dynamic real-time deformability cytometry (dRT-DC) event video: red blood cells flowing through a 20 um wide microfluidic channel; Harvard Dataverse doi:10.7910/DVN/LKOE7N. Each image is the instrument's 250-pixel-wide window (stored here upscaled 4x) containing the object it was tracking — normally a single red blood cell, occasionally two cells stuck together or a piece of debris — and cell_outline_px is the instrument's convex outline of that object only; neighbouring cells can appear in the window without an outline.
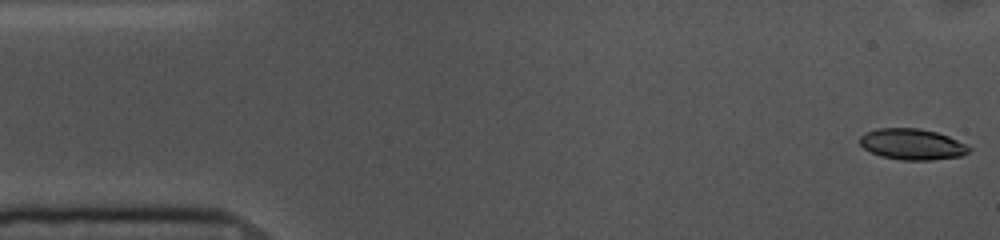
{"species": "common noctule bat (a hibernating species)", "species_latin": "Nyctalus noctula", "temperature_condition": "cold", "stored_images_in_passage": 54, "camera_frame_rate_fps": 3000, "um_per_image_px": 0.085, "animal": {"sex": "female", "body_mass_g": 10.0, "forearm_length_mm": 53.1}, "frame": {"image": 1, "passage_image": 1, "time_ms": 0.0, "image_size_px": [1000, 240], "cell_outline_px": [[972, 148], [968, 152], [960, 156], [932, 160], [900, 160], [880, 156], [864, 148], [860, 144], [860, 136], [864, 132], [876, 128], [916, 128], [936, 132], [948, 136]], "centroid_in_image_um": [77.49, 12.26], "position_along_channel_um": 7.5, "area_um2": 19.65}}
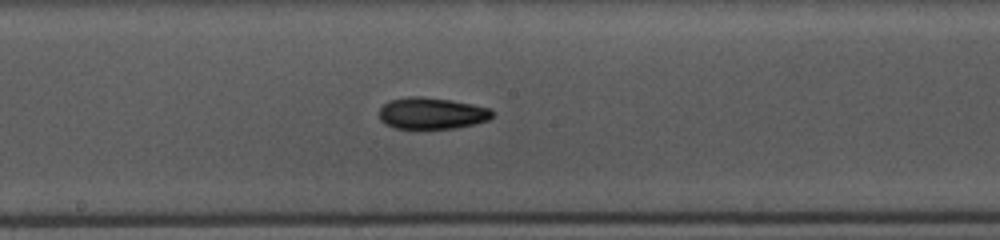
{"frame": {"image": 2, "passage_image": 27, "time_ms": 8.667, "image_size_px": [1000, 240], "cell_outline_px": [[496, 112], [488, 120], [456, 128], [392, 128], [380, 120], [380, 108], [388, 100], [408, 96], [424, 96], [452, 100], [492, 108]], "centroid_in_image_um": [36.71, 9.61], "position_along_channel_um": 211.5, "area_um2": 20.98}}
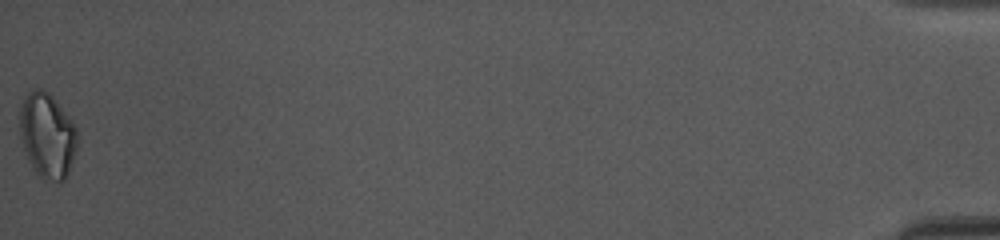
{"frame": {"image": 3, "passage_image": 54, "time_ms": 17.667, "image_size_px": [1000, 240], "cell_outline_px": [[80, 140], [76, 152], [68, 172], [64, 180], [44, 180], [36, 172], [24, 152], [20, 136], [20, 108], [28, 92], [32, 88], [40, 88], [48, 92], [56, 100], [72, 120], [76, 128]], "centroid_in_image_um": [4.04, 11.49], "position_along_channel_um": 431.2, "area_um2": 28.67}, "authors_computed_cell_mechanics": {"area_um2": 20.3167, "velocity_mm_per_s": 3.6263, "shape_relaxation_time_tau1_ms": 3.7339, "shape_relaxation_time_tau2_ms": 4.7897, "deformation_change_tau1": 0.1144, "deformation_change_tau2": 0.0945}}